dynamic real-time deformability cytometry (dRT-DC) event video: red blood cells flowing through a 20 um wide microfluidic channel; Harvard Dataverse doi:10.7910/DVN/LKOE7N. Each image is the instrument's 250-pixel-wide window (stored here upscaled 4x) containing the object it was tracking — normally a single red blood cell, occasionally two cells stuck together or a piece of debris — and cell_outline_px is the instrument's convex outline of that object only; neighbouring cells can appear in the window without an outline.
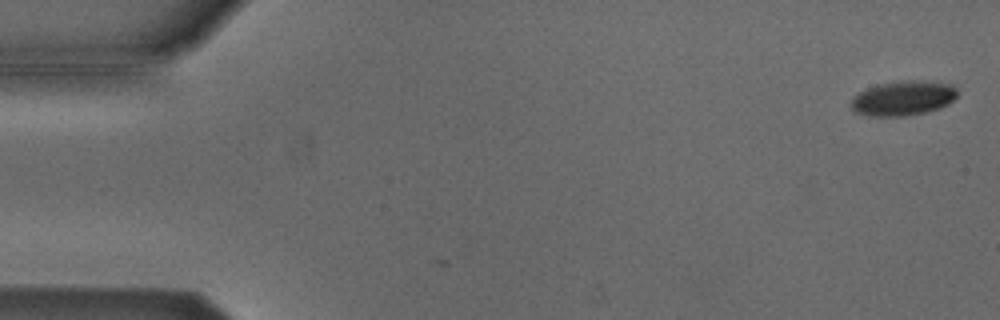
{"species": "Egyptian fruit bat (a non-hibernating species)", "species_latin": "Rousettus aegyptiacus", "temperature_condition": "cold", "stored_images_in_passage": 4, "camera_frame_rate_fps": 3000, "um_per_image_px": 0.085, "animal": {"sex": "male"}, "frame": {"image": 1, "passage_image": 4, "time_ms": 1.0, "image_size_px": [1000, 320], "cell_outline_px": [[956, 96], [948, 104], [940, 108], [924, 112], [904, 116], [868, 116], [856, 112], [852, 108], [852, 96], [868, 88], [880, 84], [908, 80], [912, 80], [952, 84], [956, 88]], "centroid_in_image_um": [76.76, 8.35], "position_along_channel_um": 8.2, "area_um2": 21.15}}